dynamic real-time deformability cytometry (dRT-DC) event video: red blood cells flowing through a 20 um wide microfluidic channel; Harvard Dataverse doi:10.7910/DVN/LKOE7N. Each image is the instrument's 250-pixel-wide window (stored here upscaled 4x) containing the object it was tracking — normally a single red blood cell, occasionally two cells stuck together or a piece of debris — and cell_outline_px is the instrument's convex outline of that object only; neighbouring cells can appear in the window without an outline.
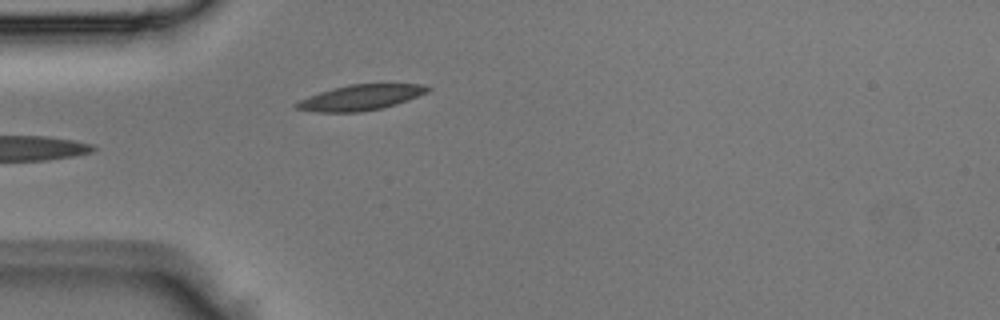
{"species": "Egyptian fruit bat (a non-hibernating species)", "species_latin": "Rousettus aegyptiacus", "temperature_condition": "room temperature", "stored_images_in_passage": 2, "camera_frame_rate_fps": 3000, "um_per_image_px": 0.085, "animal": {"sex": "male"}, "frame": {"image": 1, "passage_image": 2, "time_ms": 0.333, "image_size_px": [1000, 320], "cell_outline_px": [[432, 88], [428, 92], [408, 100], [396, 104], [380, 108], [360, 112], [316, 112], [296, 108], [292, 104], [308, 96], [332, 88], [348, 84], [424, 84]], "centroid_in_image_um": [30.65, 8.28], "position_along_channel_um": 54.4, "area_um2": 19.48}}